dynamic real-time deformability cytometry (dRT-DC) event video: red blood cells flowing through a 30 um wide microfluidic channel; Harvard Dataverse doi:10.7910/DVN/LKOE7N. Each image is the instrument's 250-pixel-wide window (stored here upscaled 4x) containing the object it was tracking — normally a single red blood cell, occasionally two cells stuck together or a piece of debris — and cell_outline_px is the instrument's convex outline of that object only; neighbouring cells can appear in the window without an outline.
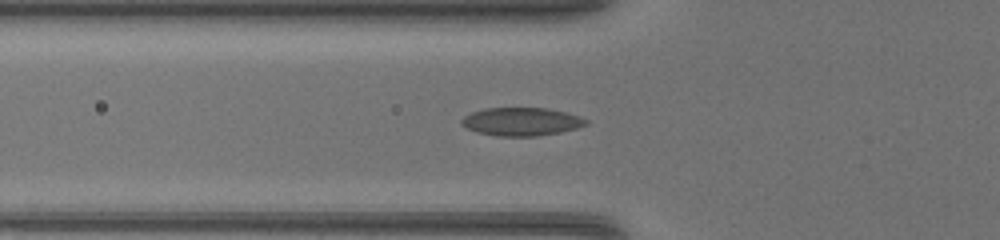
{"species": "common noctule bat (a hibernating species)", "species_latin": "Nyctalus noctula", "temperature_condition": "warm", "stored_images_in_passage": 38, "camera_frame_rate_fps": 3000, "um_per_image_px": 0.085, "animal": {"sex": "female", "body_mass_g": 17.0, "forearm_length_mm": 48.0}, "frame": {"image": 1, "passage_image": 15, "time_ms": 4.667, "image_size_px": [1000, 240], "cell_outline_px": [[588, 124], [576, 128], [560, 132], [536, 136], [496, 136], [480, 132], [468, 128], [460, 124], [460, 120], [464, 116], [472, 112], [484, 108], [548, 108], [580, 116], [588, 120]], "centroid_in_image_um": [44.32, 10.33], "position_along_channel_um": 81.5, "area_um2": 20.35}}
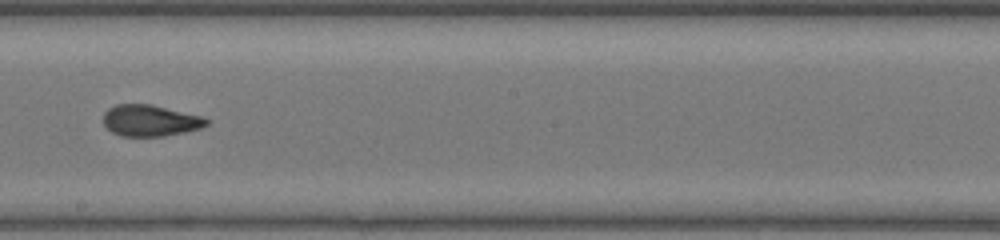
{"frame": {"image": 2, "passage_image": 25, "time_ms": 8.0, "image_size_px": [1000, 240], "cell_outline_px": [[212, 120], [208, 124], [200, 128], [184, 132], [164, 136], [120, 136], [112, 132], [104, 124], [104, 112], [108, 108], [116, 104], [148, 104], [200, 116]], "centroid_in_image_um": [12.75, 10.25], "position_along_channel_um": 235.4, "area_um2": 18.67}}
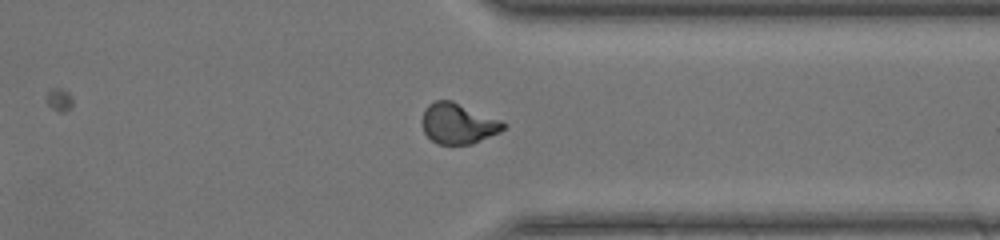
{"frame": {"image": 3, "passage_image": 34, "time_ms": 11.0, "image_size_px": [1000, 240], "cell_outline_px": [[508, 124], [500, 132], [472, 144], [436, 144], [424, 132], [420, 120], [424, 108], [428, 104], [436, 100], [452, 100], [500, 120]], "centroid_in_image_um": [38.91, 10.49], "position_along_channel_um": 372.5, "area_um2": 19.36}}